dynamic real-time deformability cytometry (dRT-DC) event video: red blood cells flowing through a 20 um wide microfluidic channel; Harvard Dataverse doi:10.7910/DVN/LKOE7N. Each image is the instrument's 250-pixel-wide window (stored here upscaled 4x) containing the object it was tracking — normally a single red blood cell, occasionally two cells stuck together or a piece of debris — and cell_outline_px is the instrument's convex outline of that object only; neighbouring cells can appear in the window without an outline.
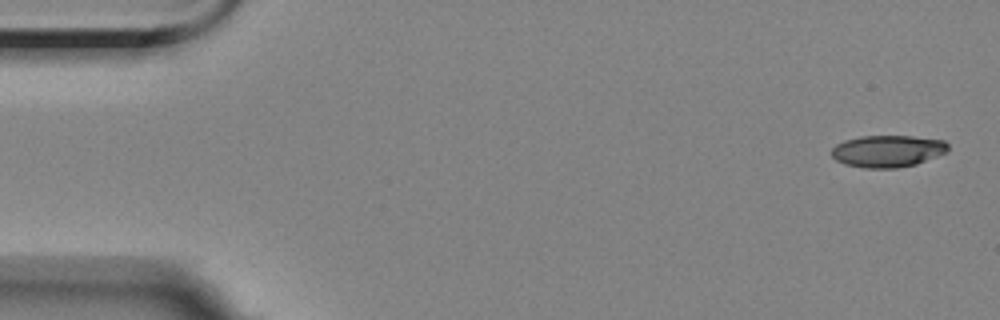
{"species": "Egyptian fruit bat (a non-hibernating species)", "species_latin": "Rousettus aegyptiacus", "temperature_condition": "room temperature", "stored_images_in_passage": 5, "camera_frame_rate_fps": 3000, "um_per_image_px": 0.085, "animal": {"sex": "female"}, "frame": {"image": 1, "passage_image": 1, "time_ms": 0.0, "image_size_px": [1000, 320], "cell_outline_px": [[948, 152], [916, 164], [896, 168], [864, 168], [844, 164], [836, 160], [832, 156], [832, 148], [836, 144], [844, 140], [860, 136], [912, 136], [944, 140], [948, 144]], "centroid_in_image_um": [75.45, 12.84], "position_along_channel_um": 9.6, "area_um2": 21.79}}
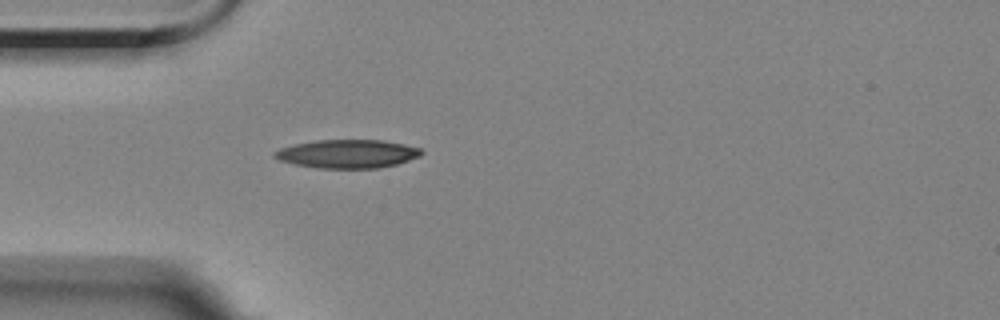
{"frame": {"image": 2, "passage_image": 5, "time_ms": 4.667, "image_size_px": [1000, 320], "cell_outline_px": [[424, 152], [420, 156], [396, 164], [376, 168], [316, 168], [296, 164], [280, 160], [272, 156], [272, 152], [280, 148], [296, 144], [316, 140], [380, 140], [404, 144], [420, 148]], "centroid_in_image_um": [29.52, 13.07], "position_along_channel_um": 55.5, "area_um2": 24.22}}